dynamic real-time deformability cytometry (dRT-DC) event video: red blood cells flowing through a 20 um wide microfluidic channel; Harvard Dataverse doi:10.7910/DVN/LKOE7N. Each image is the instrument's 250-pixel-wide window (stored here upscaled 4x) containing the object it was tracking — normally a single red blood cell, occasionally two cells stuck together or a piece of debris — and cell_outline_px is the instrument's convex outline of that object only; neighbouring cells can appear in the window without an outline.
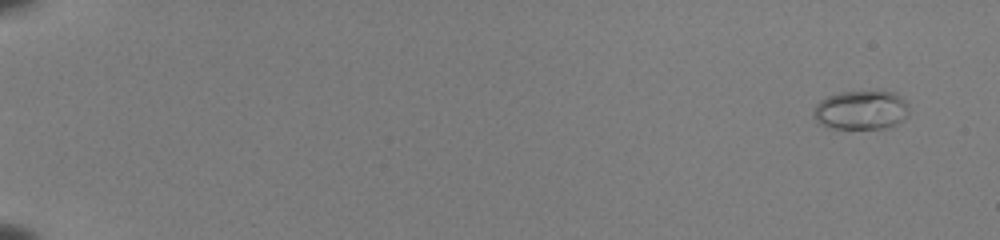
{"species": "common noctule bat (a hibernating species)", "species_latin": "Nyctalus noctula", "temperature_condition": "room temperature", "stored_images_in_passage": 52, "camera_frame_rate_fps": 3000, "um_per_image_px": 0.085, "animal": {"sex": "female", "body_mass_g": 22.0, "forearm_length_mm": 56.7}, "frame": {"image": 1, "passage_image": 1, "time_ms": 0.0, "image_size_px": [1000, 240], "cell_outline_px": [[908, 116], [904, 120], [884, 128], [828, 128], [820, 124], [812, 116], [812, 112], [816, 104], [820, 100], [828, 96], [840, 92], [896, 92], [904, 100], [908, 108]], "centroid_in_image_um": [73.16, 9.36], "position_along_channel_um": 11.8, "area_um2": 21.68}}
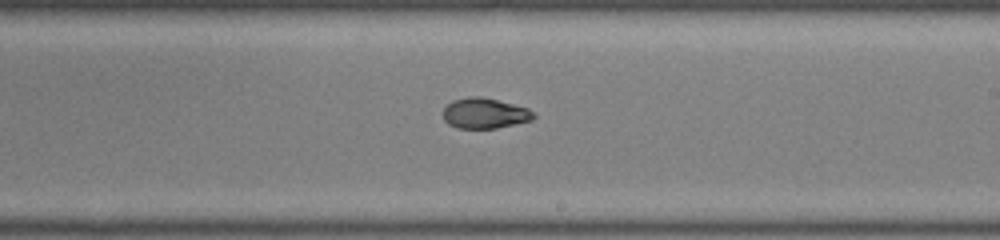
{"frame": {"image": 2, "passage_image": 33, "time_ms": 10.667, "image_size_px": [1000, 240], "cell_outline_px": [[536, 116], [532, 120], [496, 128], [456, 128], [448, 124], [444, 120], [444, 108], [452, 100], [468, 96], [480, 96], [528, 108]], "centroid_in_image_um": [41.17, 9.63], "position_along_channel_um": 247.8, "area_um2": 15.95}}
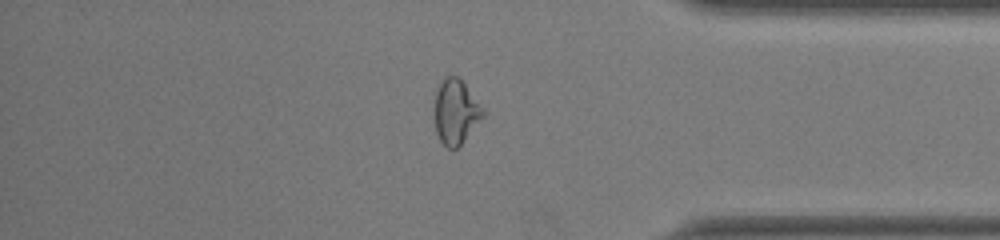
{"frame": {"image": 3, "passage_image": 45, "time_ms": 14.667, "image_size_px": [1000, 240], "cell_outline_px": [[484, 116], [464, 140], [456, 148], [448, 148], [440, 140], [436, 132], [436, 92], [440, 80], [444, 76], [456, 76], [464, 84], [484, 108]], "centroid_in_image_um": [38.75, 9.49], "position_along_channel_um": 396.5, "area_um2": 17.8}}